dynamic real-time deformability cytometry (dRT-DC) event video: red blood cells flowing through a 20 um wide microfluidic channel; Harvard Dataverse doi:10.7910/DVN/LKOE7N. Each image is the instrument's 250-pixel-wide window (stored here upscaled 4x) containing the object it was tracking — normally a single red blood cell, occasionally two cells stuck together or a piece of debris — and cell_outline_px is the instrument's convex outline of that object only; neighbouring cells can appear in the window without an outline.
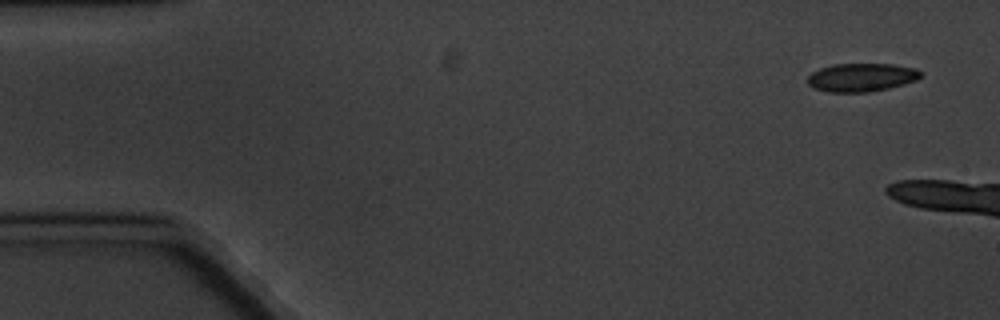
{"species": "common noctule bat (a hibernating species)", "species_latin": "Nyctalus noctula", "temperature_condition": "cold", "stored_images_in_passage": 4, "camera_frame_rate_fps": 3000, "um_per_image_px": 0.085, "animal": {"sex": "male", "body_mass_g": 20.1, "forearm_length_mm": 53.5}, "frame": {"image": 1, "passage_image": 1, "time_ms": 0.0, "image_size_px": [1000, 320], "cell_outline_px": [[920, 76], [916, 80], [904, 84], [888, 88], [868, 92], [828, 92], [812, 88], [808, 84], [808, 76], [812, 72], [820, 68], [832, 64], [892, 64], [916, 68], [920, 72]], "centroid_in_image_um": [73.19, 6.58], "position_along_channel_um": 11.8, "area_um2": 18.67}}